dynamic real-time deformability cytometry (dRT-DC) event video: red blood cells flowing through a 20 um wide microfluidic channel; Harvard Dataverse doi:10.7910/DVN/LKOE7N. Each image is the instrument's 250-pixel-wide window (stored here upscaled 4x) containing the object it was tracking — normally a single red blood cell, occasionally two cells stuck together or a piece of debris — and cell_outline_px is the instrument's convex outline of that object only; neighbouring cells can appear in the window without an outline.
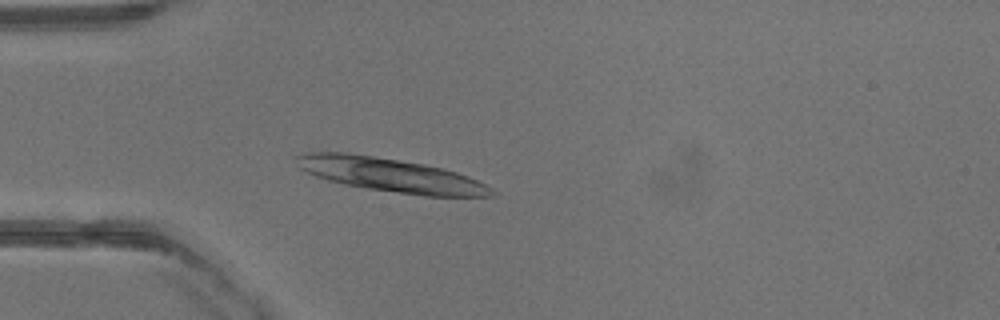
{"species": "common noctule bat (a hibernating species)", "species_latin": "Nyctalus noctula", "temperature_condition": "warm", "stored_images_in_passage": 30, "camera_frame_rate_fps": 3000, "um_per_image_px": 0.085, "animal": {"sex": "male", "body_mass_g": 13.3}, "frame": {"image": 1, "passage_image": 4, "time_ms": 1.0, "image_size_px": [1000, 320], "cell_outline_px": [[496, 192], [492, 196], [424, 196], [368, 188], [344, 184], [328, 180], [316, 176], [300, 168], [296, 156], [308, 152], [348, 152], [424, 164], [444, 168], [468, 176], [492, 188]], "centroid_in_image_um": [33.23, 14.87], "position_along_channel_um": 51.8, "area_um2": 37.97}}
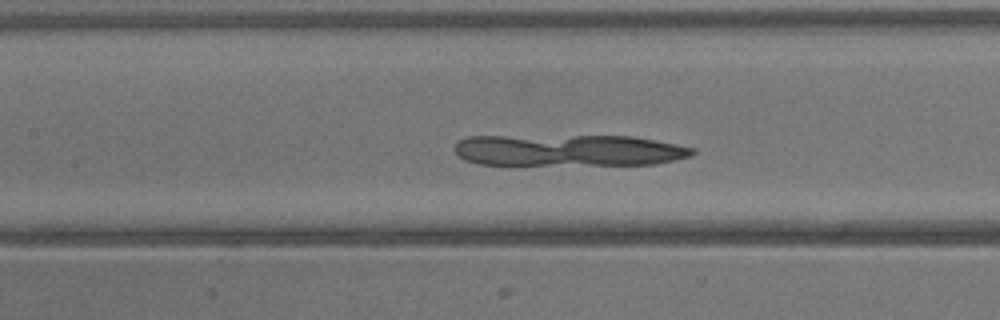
{"frame": {"image": 2, "passage_image": 11, "time_ms": 3.333, "image_size_px": [1000, 320], "cell_outline_px": [[696, 152], [692, 156], [676, 160], [656, 164], [480, 164], [464, 160], [456, 152], [456, 144], [460, 140], [468, 136], [632, 136], [676, 144], [696, 148]], "centroid_in_image_um": [48.39, 12.77], "position_along_channel_um": 159.0, "area_um2": 43.58}}